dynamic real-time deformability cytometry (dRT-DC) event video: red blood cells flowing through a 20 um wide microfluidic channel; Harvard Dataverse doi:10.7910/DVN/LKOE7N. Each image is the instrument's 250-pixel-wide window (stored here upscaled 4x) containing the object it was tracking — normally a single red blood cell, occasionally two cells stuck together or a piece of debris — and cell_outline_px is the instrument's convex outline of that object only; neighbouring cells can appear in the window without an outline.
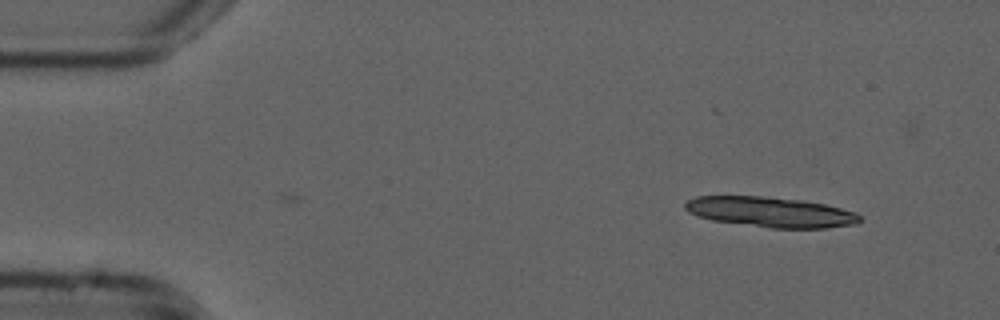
{"species": "common noctule bat (a hibernating species)", "species_latin": "Nyctalus noctula", "temperature_condition": "cold", "stored_images_in_passage": 7, "camera_frame_rate_fps": 3000, "um_per_image_px": 0.085, "animal": {"sex": "male", "forearm_length_mm": 52.5}, "frame": {"image": 1, "passage_image": 7, "time_ms": 2.0, "image_size_px": [1000, 320], "cell_outline_px": [[860, 220], [856, 224], [824, 228], [772, 228], [712, 220], [688, 212], [684, 208], [684, 204], [688, 200], [696, 196], [760, 196], [804, 200], [824, 204], [856, 212], [860, 216]], "centroid_in_image_um": [65.5, 18.02], "position_along_channel_um": 19.5, "area_um2": 30.63}}